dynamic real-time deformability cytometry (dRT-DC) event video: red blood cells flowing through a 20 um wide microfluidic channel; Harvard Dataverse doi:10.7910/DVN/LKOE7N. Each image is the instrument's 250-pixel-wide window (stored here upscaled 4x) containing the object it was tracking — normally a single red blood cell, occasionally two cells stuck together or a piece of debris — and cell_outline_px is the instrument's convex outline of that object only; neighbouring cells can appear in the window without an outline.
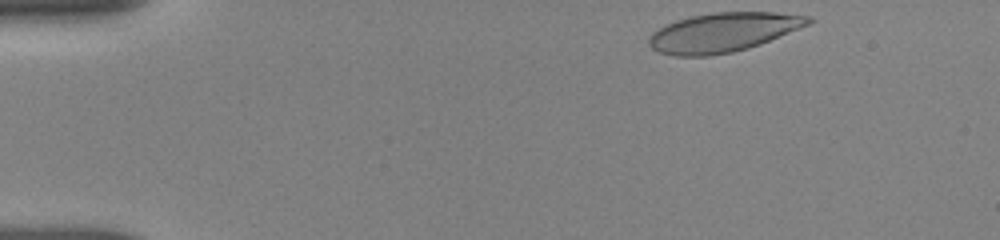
{"species": "human", "species_latin": "Homo sapiens", "temperature_condition": "room temperature", "stored_images_in_passage": 35, "camera_frame_rate_fps": 3000, "um_per_image_px": 0.085, "donor": {"sex": "female"}, "frame": {"image": 1, "passage_image": 1, "time_ms": 0.0, "image_size_px": [1000, 240], "cell_outline_px": [[816, 20], [808, 24], [760, 44], [748, 48], [732, 52], [708, 56], [676, 56], [660, 52], [652, 48], [648, 44], [648, 36], [652, 32], [676, 20], [692, 16], [712, 12], [776, 12], [812, 16]], "centroid_in_image_um": [61.46, 2.74], "position_along_channel_um": 23.5, "area_um2": 36.3}}
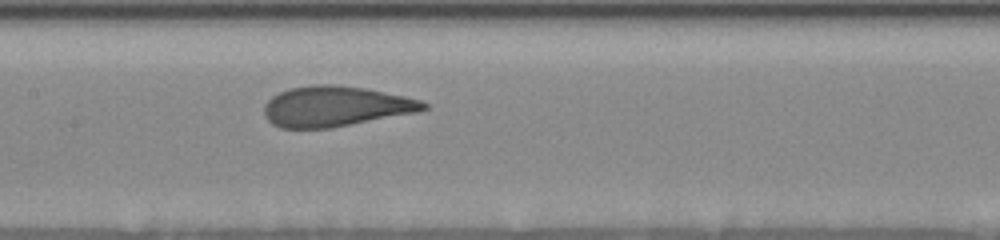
{"frame": {"image": 2, "passage_image": 15, "time_ms": 6.333, "image_size_px": [1000, 240], "cell_outline_px": [[428, 108], [416, 112], [332, 128], [280, 128], [272, 124], [264, 116], [264, 104], [272, 96], [288, 88], [316, 84], [332, 84], [364, 88], [404, 96], [420, 100], [428, 104]], "centroid_in_image_um": [28.48, 9.04], "position_along_channel_um": 178.9, "area_um2": 37.45}}
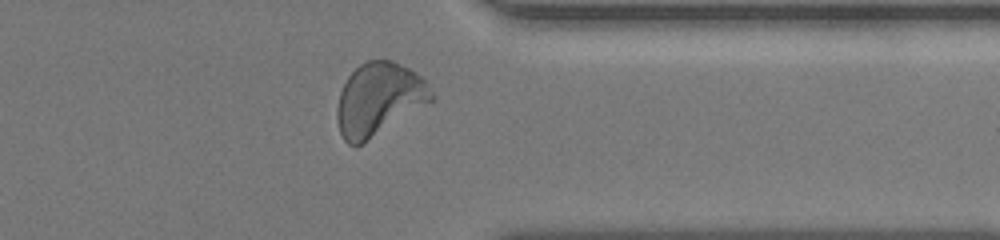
{"frame": {"image": 3, "passage_image": 26, "time_ms": 11.667, "image_size_px": [1000, 240], "cell_outline_px": [[436, 96], [432, 100], [356, 148], [348, 144], [344, 140], [340, 132], [336, 116], [336, 108], [340, 92], [348, 76], [360, 64], [368, 60], [392, 60], [408, 68], [420, 76], [424, 80]], "centroid_in_image_um": [32.17, 8.44], "position_along_channel_um": 379.2, "area_um2": 39.65}, "authors_computed_cell_mechanics": {"area_um2": 37.9746, "velocity_mm_per_s": 3.8327, "shape_relaxation_time_tau1_ms": 3.7733, "shape_relaxation_time_tau2_ms": 0.7454, "deformation_change_tau1": 0.1804, "deformation_change_tau2": 0.0903}}